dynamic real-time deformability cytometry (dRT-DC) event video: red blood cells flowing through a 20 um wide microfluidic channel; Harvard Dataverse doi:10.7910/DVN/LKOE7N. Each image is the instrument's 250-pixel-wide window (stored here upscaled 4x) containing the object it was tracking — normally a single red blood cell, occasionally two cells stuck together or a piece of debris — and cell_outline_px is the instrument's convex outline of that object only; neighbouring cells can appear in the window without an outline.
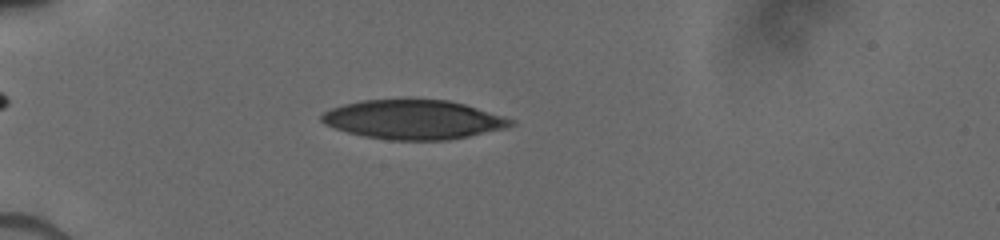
{"species": "human", "species_latin": "Homo sapiens", "temperature_condition": "cold", "stored_images_in_passage": 8, "camera_frame_rate_fps": 3000, "um_per_image_px": 0.085, "donor": {"sex": "male"}, "frame": {"image": 1, "passage_image": 2, "time_ms": 0.667, "image_size_px": [1000, 240], "cell_outline_px": [[516, 124], [504, 128], [468, 136], [448, 140], [388, 140], [364, 136], [348, 132], [324, 124], [320, 120], [320, 116], [324, 112], [332, 108], [344, 104], [364, 100], [412, 96], [448, 100], [464, 104], [504, 116], [516, 120]], "centroid_in_image_um": [35.14, 10.12], "position_along_channel_um": 49.9, "area_um2": 44.16}}
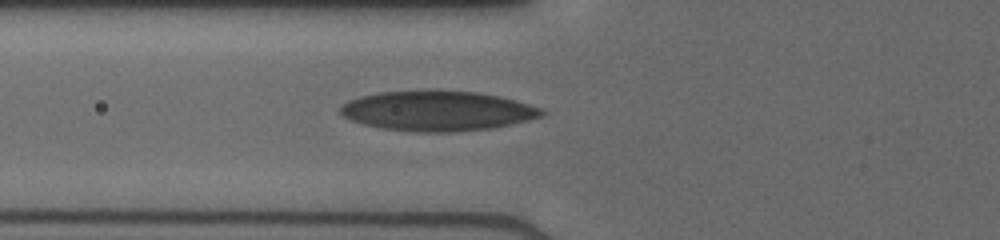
{"frame": {"image": 2, "passage_image": 5, "time_ms": 2.333, "image_size_px": [1000, 240], "cell_outline_px": [[544, 116], [528, 120], [492, 128], [456, 132], [412, 132], [380, 128], [364, 124], [352, 120], [344, 116], [340, 112], [340, 108], [344, 104], [360, 96], [380, 92], [476, 92], [500, 96], [516, 100], [544, 108]], "centroid_in_image_um": [37.24, 9.45], "position_along_channel_um": 88.6, "area_um2": 46.3}}
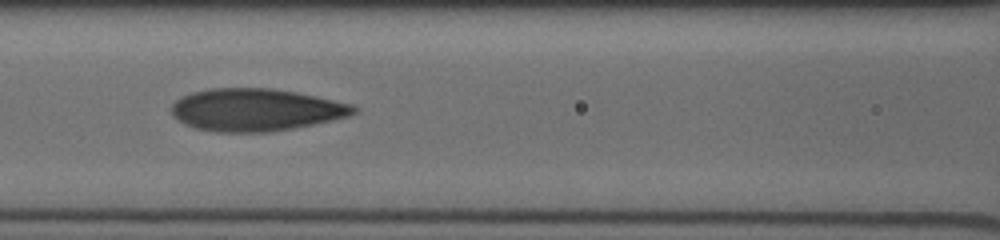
{"frame": {"image": 3, "passage_image": 7, "time_ms": 3.667, "image_size_px": [1000, 240], "cell_outline_px": [[360, 108], [356, 112], [348, 116], [332, 120], [272, 132], [216, 132], [196, 128], [184, 124], [172, 116], [172, 104], [176, 100], [192, 92], [212, 88], [272, 88], [296, 92], [316, 96], [352, 104]], "centroid_in_image_um": [21.74, 9.33], "position_along_channel_um": 144.9, "area_um2": 45.03}}